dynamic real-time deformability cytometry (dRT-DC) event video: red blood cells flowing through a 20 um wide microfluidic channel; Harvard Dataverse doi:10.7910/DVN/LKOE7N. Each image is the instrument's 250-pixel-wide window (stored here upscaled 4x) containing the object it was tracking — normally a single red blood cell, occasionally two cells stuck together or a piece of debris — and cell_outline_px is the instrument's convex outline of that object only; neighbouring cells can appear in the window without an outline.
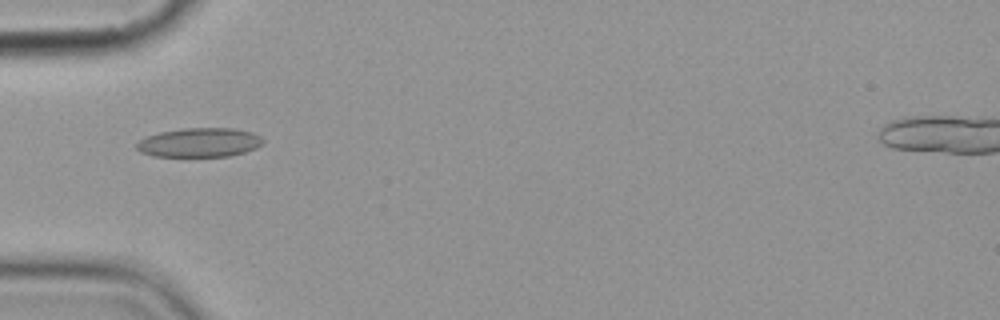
{"species": "common noctule bat (a hibernating species)", "species_latin": "Nyctalus noctula", "temperature_condition": "cold", "stored_images_in_passage": 2, "camera_frame_rate_fps": 3000, "um_per_image_px": 0.085, "animal": {"sex": "female", "body_mass_g": 19.9}, "frame": {"image": 1, "passage_image": 2, "time_ms": 1.333, "image_size_px": [1000, 320], "cell_outline_px": [[264, 140], [256, 148], [244, 152], [228, 156], [152, 156], [140, 152], [136, 148], [136, 144], [144, 136], [160, 132], [180, 128], [232, 128], [252, 132], [260, 136]], "centroid_in_image_um": [16.91, 12.1], "position_along_channel_um": 68.1, "area_um2": 21.5}}